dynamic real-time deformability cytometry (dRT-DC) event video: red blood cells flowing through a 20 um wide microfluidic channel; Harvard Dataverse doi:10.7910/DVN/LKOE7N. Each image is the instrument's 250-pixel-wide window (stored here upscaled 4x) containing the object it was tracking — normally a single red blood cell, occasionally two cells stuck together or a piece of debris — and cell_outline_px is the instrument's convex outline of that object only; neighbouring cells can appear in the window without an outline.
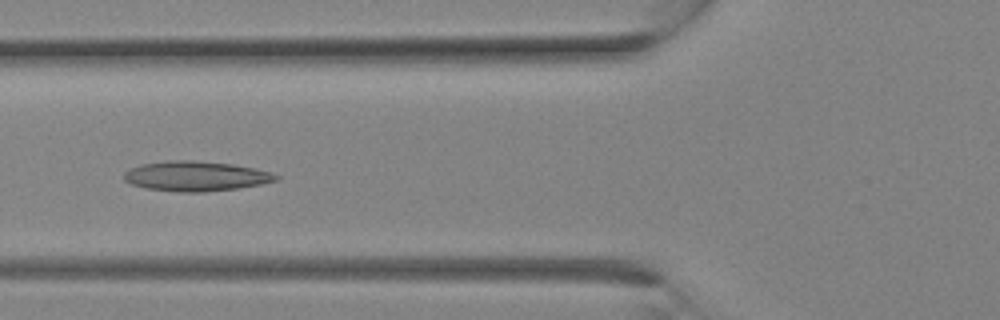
{"species": "Egyptian fruit bat (a non-hibernating species)", "species_latin": "Rousettus aegyptiacus", "temperature_condition": "room temperature", "stored_images_in_passage": 13, "camera_frame_rate_fps": 3000, "um_per_image_px": 0.085, "animal": {"sex": "female"}, "frame": {"image": 1, "passage_image": 10, "time_ms": 3.0, "image_size_px": [1000, 320], "cell_outline_px": [[280, 176], [276, 180], [260, 184], [236, 188], [200, 192], [180, 192], [148, 188], [132, 184], [124, 180], [124, 172], [128, 168], [140, 164], [168, 160], [192, 160], [232, 164], [256, 168], [272, 172]], "centroid_in_image_um": [16.62, 14.95], "position_along_channel_um": 109.2, "area_um2": 26.41}}
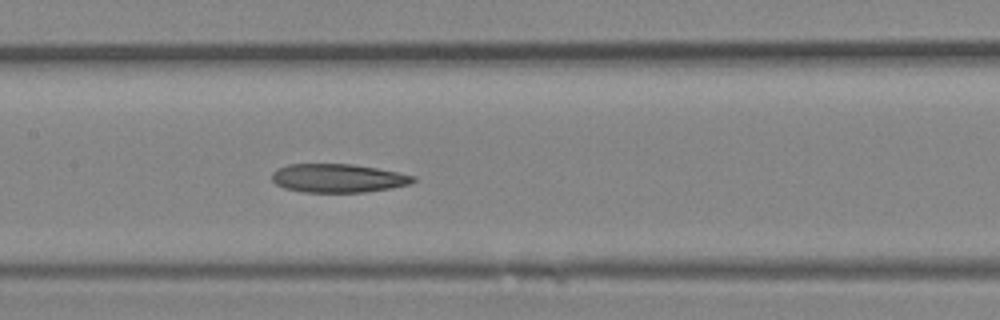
{"frame": {"image": 2, "passage_image": 13, "time_ms": 4.0, "image_size_px": [1000, 320], "cell_outline_px": [[416, 180], [408, 184], [392, 188], [364, 192], [304, 192], [284, 188], [276, 184], [272, 180], [272, 172], [276, 168], [288, 164], [352, 164], [400, 172], [416, 176]], "centroid_in_image_um": [28.72, 15.14], "position_along_channel_um": 178.7, "area_um2": 23.64}}